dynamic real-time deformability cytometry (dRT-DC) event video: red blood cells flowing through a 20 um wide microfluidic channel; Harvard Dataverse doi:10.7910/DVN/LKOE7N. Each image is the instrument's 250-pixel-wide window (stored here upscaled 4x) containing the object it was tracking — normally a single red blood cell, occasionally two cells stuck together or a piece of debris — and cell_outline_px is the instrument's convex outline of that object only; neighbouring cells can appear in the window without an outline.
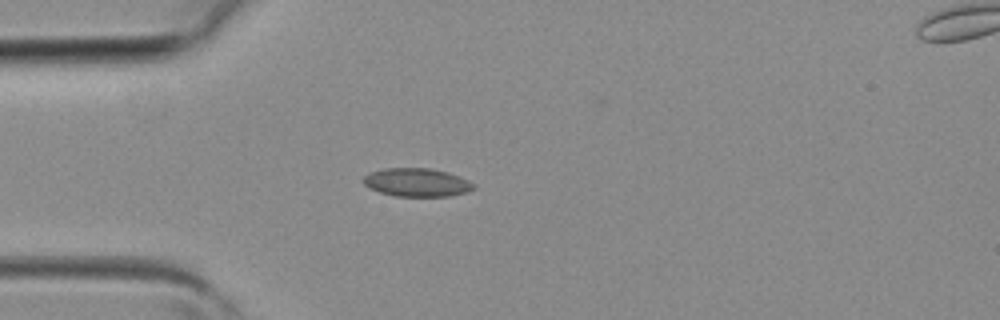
{"species": "common noctule bat (a hibernating species)", "species_latin": "Nyctalus noctula", "temperature_condition": "room temperature", "stored_images_in_passage": 3, "camera_frame_rate_fps": 3000, "um_per_image_px": 0.085, "animal": {"sex": "female", "body_mass_g": 19.3, "forearm_length_mm": 54.1}, "frame": {"image": 1, "passage_image": 2, "time_ms": 0.333, "image_size_px": [1000, 320], "cell_outline_px": [[476, 188], [468, 192], [448, 196], [392, 196], [380, 192], [364, 184], [364, 176], [372, 172], [384, 168], [432, 168], [448, 172], [468, 180], [476, 184]], "centroid_in_image_um": [35.49, 15.5], "position_along_channel_um": 49.5, "area_um2": 18.21}}